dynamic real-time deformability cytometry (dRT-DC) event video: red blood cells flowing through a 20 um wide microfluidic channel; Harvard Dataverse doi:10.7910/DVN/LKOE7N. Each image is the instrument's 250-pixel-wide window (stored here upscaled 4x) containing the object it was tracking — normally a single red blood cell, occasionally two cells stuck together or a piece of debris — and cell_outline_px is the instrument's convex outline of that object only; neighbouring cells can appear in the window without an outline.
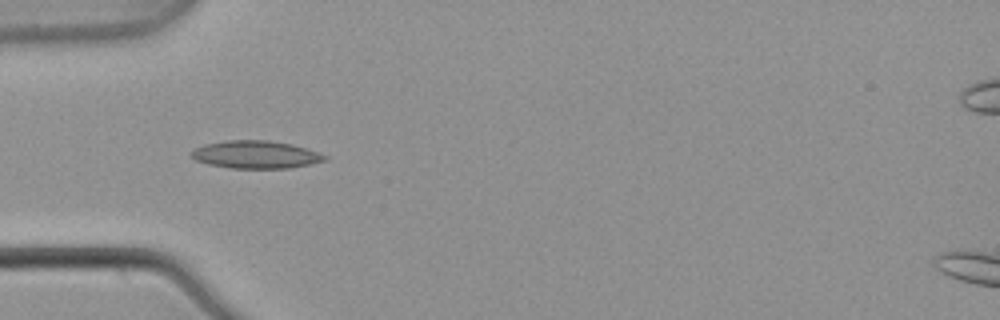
{"species": "common noctule bat (a hibernating species)", "species_latin": "Nyctalus noctula", "temperature_condition": "warm", "stored_images_in_passage": 6, "camera_frame_rate_fps": 3000, "um_per_image_px": 0.085, "animal": {"sex": "male", "body_mass_g": 21.5, "forearm_length_mm": 52.0}, "frame": {"image": 1, "passage_image": 4, "time_ms": 1.0, "image_size_px": [1000, 320], "cell_outline_px": [[328, 160], [288, 168], [232, 168], [208, 164], [196, 160], [188, 152], [204, 144], [228, 140], [268, 140], [292, 144], [328, 156]], "centroid_in_image_um": [21.71, 13.13], "position_along_channel_um": 63.3, "area_um2": 21.39}}
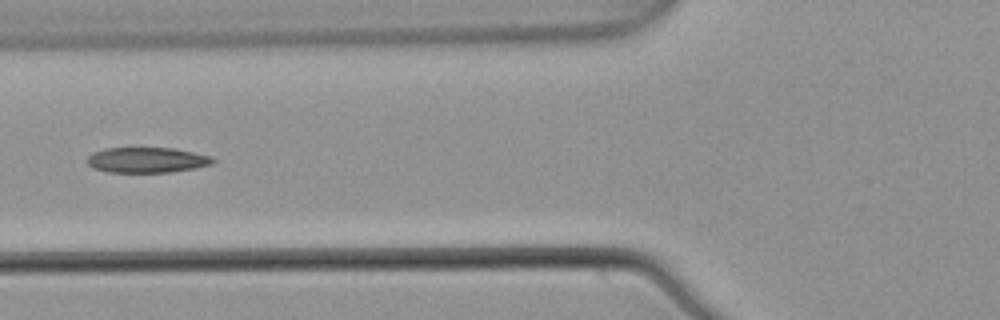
{"frame": {"image": 2, "passage_image": 5, "time_ms": 1.333, "image_size_px": [1000, 320], "cell_outline_px": [[216, 160], [212, 164], [196, 168], [168, 172], [108, 172], [92, 168], [88, 164], [88, 156], [92, 152], [104, 148], [172, 148], [212, 156]], "centroid_in_image_um": [12.48, 13.6], "position_along_channel_um": 113.3, "area_um2": 18.61}}
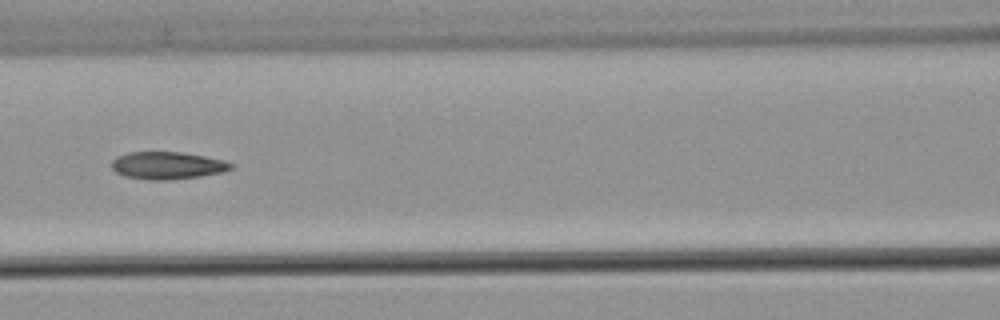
{"frame": {"image": 3, "passage_image": 6, "time_ms": 1.667, "image_size_px": [1000, 320], "cell_outline_px": [[232, 168], [224, 172], [200, 176], [168, 180], [148, 180], [124, 176], [116, 172], [112, 168], [112, 160], [116, 156], [128, 152], [180, 152], [204, 156], [224, 160], [232, 164]], "centroid_in_image_um": [14.2, 14.07], "position_along_channel_um": 152.4, "area_um2": 19.07}}